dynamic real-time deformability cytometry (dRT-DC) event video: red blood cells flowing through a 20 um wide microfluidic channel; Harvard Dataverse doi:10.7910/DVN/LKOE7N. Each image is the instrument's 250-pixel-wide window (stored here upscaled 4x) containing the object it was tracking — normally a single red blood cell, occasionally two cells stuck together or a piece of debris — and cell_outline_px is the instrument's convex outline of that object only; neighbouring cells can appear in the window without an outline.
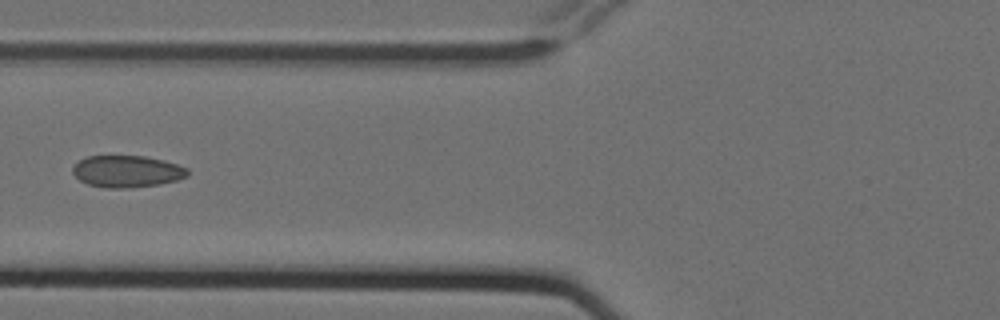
{"species": "Egyptian fruit bat (a non-hibernating species)", "species_latin": "Rousettus aegyptiacus", "temperature_condition": "cold", "stored_images_in_passage": 10, "camera_frame_rate_fps": 3000, "um_per_image_px": 0.085, "animal": {"sex": "female"}, "frame": {"image": 1, "passage_image": 7, "time_ms": 2.0, "image_size_px": [1000, 320], "cell_outline_px": [[188, 176], [176, 180], [160, 184], [128, 188], [104, 188], [88, 184], [80, 180], [72, 172], [72, 168], [80, 160], [88, 156], [144, 156], [164, 160], [188, 168]], "centroid_in_image_um": [10.8, 14.57], "position_along_channel_um": 115.0, "area_um2": 21.27}}
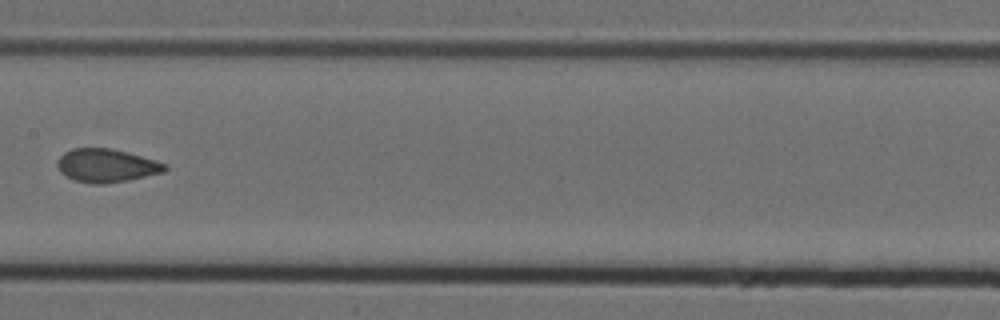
{"frame": {"image": 2, "passage_image": 9, "time_ms": 2.667, "image_size_px": [1000, 320], "cell_outline_px": [[168, 168], [164, 172], [128, 180], [104, 184], [92, 184], [76, 180], [60, 172], [56, 164], [56, 160], [64, 152], [72, 148], [112, 148], [128, 152], [156, 160], [168, 164]], "centroid_in_image_um": [9.06, 14.06], "position_along_channel_um": 198.3, "area_um2": 21.04}}
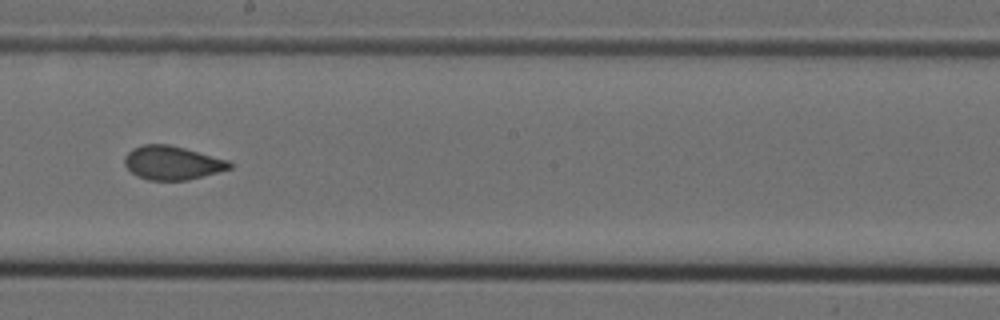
{"frame": {"image": 3, "passage_image": 10, "time_ms": 3.0, "image_size_px": [1000, 320], "cell_outline_px": [[232, 168], [188, 180], [148, 180], [136, 176], [124, 164], [124, 156], [132, 148], [144, 144], [168, 144], [184, 148], [228, 160], [232, 164]], "centroid_in_image_um": [14.61, 13.84], "position_along_channel_um": 233.6, "area_um2": 20.58}}